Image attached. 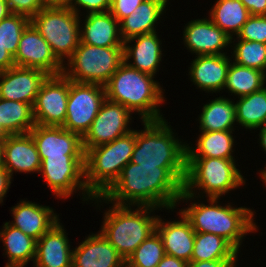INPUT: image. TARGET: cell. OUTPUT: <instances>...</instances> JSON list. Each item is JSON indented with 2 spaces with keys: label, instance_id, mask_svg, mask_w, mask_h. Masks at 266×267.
Instances as JSON below:
<instances>
[{
  "label": "cell",
  "instance_id": "25",
  "mask_svg": "<svg viewBox=\"0 0 266 267\" xmlns=\"http://www.w3.org/2000/svg\"><path fill=\"white\" fill-rule=\"evenodd\" d=\"M134 39L137 40L135 46H128L127 43H130ZM159 40L160 39H158L156 31L125 40L123 45L124 61L129 66L139 70L140 72L154 76L157 72L162 55ZM132 57L134 59V63H128V60Z\"/></svg>",
  "mask_w": 266,
  "mask_h": 267
},
{
  "label": "cell",
  "instance_id": "40",
  "mask_svg": "<svg viewBox=\"0 0 266 267\" xmlns=\"http://www.w3.org/2000/svg\"><path fill=\"white\" fill-rule=\"evenodd\" d=\"M144 0H115L110 6V13L120 22L132 14Z\"/></svg>",
  "mask_w": 266,
  "mask_h": 267
},
{
  "label": "cell",
  "instance_id": "48",
  "mask_svg": "<svg viewBox=\"0 0 266 267\" xmlns=\"http://www.w3.org/2000/svg\"><path fill=\"white\" fill-rule=\"evenodd\" d=\"M11 13L12 12L6 0H0V21L9 16Z\"/></svg>",
  "mask_w": 266,
  "mask_h": 267
},
{
  "label": "cell",
  "instance_id": "8",
  "mask_svg": "<svg viewBox=\"0 0 266 267\" xmlns=\"http://www.w3.org/2000/svg\"><path fill=\"white\" fill-rule=\"evenodd\" d=\"M124 61L123 47H97L79 42L68 59L70 71L63 74L71 81L105 86Z\"/></svg>",
  "mask_w": 266,
  "mask_h": 267
},
{
  "label": "cell",
  "instance_id": "42",
  "mask_svg": "<svg viewBox=\"0 0 266 267\" xmlns=\"http://www.w3.org/2000/svg\"><path fill=\"white\" fill-rule=\"evenodd\" d=\"M236 259L190 261L186 267H235Z\"/></svg>",
  "mask_w": 266,
  "mask_h": 267
},
{
  "label": "cell",
  "instance_id": "23",
  "mask_svg": "<svg viewBox=\"0 0 266 267\" xmlns=\"http://www.w3.org/2000/svg\"><path fill=\"white\" fill-rule=\"evenodd\" d=\"M11 211L14 222L10 225L36 241L58 222L57 215L50 207L32 202L23 201L14 206Z\"/></svg>",
  "mask_w": 266,
  "mask_h": 267
},
{
  "label": "cell",
  "instance_id": "31",
  "mask_svg": "<svg viewBox=\"0 0 266 267\" xmlns=\"http://www.w3.org/2000/svg\"><path fill=\"white\" fill-rule=\"evenodd\" d=\"M249 16V11L240 0H217L210 13L211 21L231 38V33L237 35Z\"/></svg>",
  "mask_w": 266,
  "mask_h": 267
},
{
  "label": "cell",
  "instance_id": "3",
  "mask_svg": "<svg viewBox=\"0 0 266 267\" xmlns=\"http://www.w3.org/2000/svg\"><path fill=\"white\" fill-rule=\"evenodd\" d=\"M135 146V131L114 141L85 151V184L88 191L99 199L119 178L123 168L131 161Z\"/></svg>",
  "mask_w": 266,
  "mask_h": 267
},
{
  "label": "cell",
  "instance_id": "17",
  "mask_svg": "<svg viewBox=\"0 0 266 267\" xmlns=\"http://www.w3.org/2000/svg\"><path fill=\"white\" fill-rule=\"evenodd\" d=\"M184 42L198 56L220 55L232 38L209 19L193 20L184 29Z\"/></svg>",
  "mask_w": 266,
  "mask_h": 267
},
{
  "label": "cell",
  "instance_id": "50",
  "mask_svg": "<svg viewBox=\"0 0 266 267\" xmlns=\"http://www.w3.org/2000/svg\"><path fill=\"white\" fill-rule=\"evenodd\" d=\"M10 134L4 129L2 124H0V140L4 141Z\"/></svg>",
  "mask_w": 266,
  "mask_h": 267
},
{
  "label": "cell",
  "instance_id": "15",
  "mask_svg": "<svg viewBox=\"0 0 266 267\" xmlns=\"http://www.w3.org/2000/svg\"><path fill=\"white\" fill-rule=\"evenodd\" d=\"M40 159L56 157H85L82 137L62 126L35 125L29 132Z\"/></svg>",
  "mask_w": 266,
  "mask_h": 267
},
{
  "label": "cell",
  "instance_id": "24",
  "mask_svg": "<svg viewBox=\"0 0 266 267\" xmlns=\"http://www.w3.org/2000/svg\"><path fill=\"white\" fill-rule=\"evenodd\" d=\"M190 70L191 80L205 91H220L226 83L230 59L226 54L196 56Z\"/></svg>",
  "mask_w": 266,
  "mask_h": 267
},
{
  "label": "cell",
  "instance_id": "21",
  "mask_svg": "<svg viewBox=\"0 0 266 267\" xmlns=\"http://www.w3.org/2000/svg\"><path fill=\"white\" fill-rule=\"evenodd\" d=\"M181 219L164 223L158 218L156 231L162 239L165 254L189 263L194 248L195 231L183 213Z\"/></svg>",
  "mask_w": 266,
  "mask_h": 267
},
{
  "label": "cell",
  "instance_id": "6",
  "mask_svg": "<svg viewBox=\"0 0 266 267\" xmlns=\"http://www.w3.org/2000/svg\"><path fill=\"white\" fill-rule=\"evenodd\" d=\"M167 122L144 121L145 130L135 131L134 164L158 167H186V145L173 137Z\"/></svg>",
  "mask_w": 266,
  "mask_h": 267
},
{
  "label": "cell",
  "instance_id": "19",
  "mask_svg": "<svg viewBox=\"0 0 266 267\" xmlns=\"http://www.w3.org/2000/svg\"><path fill=\"white\" fill-rule=\"evenodd\" d=\"M2 166L11 176L13 171L40 172V155L29 133L9 135L4 140Z\"/></svg>",
  "mask_w": 266,
  "mask_h": 267
},
{
  "label": "cell",
  "instance_id": "4",
  "mask_svg": "<svg viewBox=\"0 0 266 267\" xmlns=\"http://www.w3.org/2000/svg\"><path fill=\"white\" fill-rule=\"evenodd\" d=\"M209 200L210 206L194 203L180 213L189 220L195 232L219 235L239 251L243 236L256 231L253 212L249 208L216 205L218 198L211 197Z\"/></svg>",
  "mask_w": 266,
  "mask_h": 267
},
{
  "label": "cell",
  "instance_id": "44",
  "mask_svg": "<svg viewBox=\"0 0 266 267\" xmlns=\"http://www.w3.org/2000/svg\"><path fill=\"white\" fill-rule=\"evenodd\" d=\"M10 184V173L3 166H0V203L3 202V197L7 194Z\"/></svg>",
  "mask_w": 266,
  "mask_h": 267
},
{
  "label": "cell",
  "instance_id": "46",
  "mask_svg": "<svg viewBox=\"0 0 266 267\" xmlns=\"http://www.w3.org/2000/svg\"><path fill=\"white\" fill-rule=\"evenodd\" d=\"M187 264L181 259L165 254L157 267H186Z\"/></svg>",
  "mask_w": 266,
  "mask_h": 267
},
{
  "label": "cell",
  "instance_id": "7",
  "mask_svg": "<svg viewBox=\"0 0 266 267\" xmlns=\"http://www.w3.org/2000/svg\"><path fill=\"white\" fill-rule=\"evenodd\" d=\"M243 183L234 159L186 158V175L179 201L194 198V187L204 189L209 198H220Z\"/></svg>",
  "mask_w": 266,
  "mask_h": 267
},
{
  "label": "cell",
  "instance_id": "39",
  "mask_svg": "<svg viewBox=\"0 0 266 267\" xmlns=\"http://www.w3.org/2000/svg\"><path fill=\"white\" fill-rule=\"evenodd\" d=\"M6 2L12 13L25 15L30 19L44 8L43 0H6Z\"/></svg>",
  "mask_w": 266,
  "mask_h": 267
},
{
  "label": "cell",
  "instance_id": "28",
  "mask_svg": "<svg viewBox=\"0 0 266 267\" xmlns=\"http://www.w3.org/2000/svg\"><path fill=\"white\" fill-rule=\"evenodd\" d=\"M231 133L232 131L202 132L195 150L186 145V158L233 159L231 152L234 139Z\"/></svg>",
  "mask_w": 266,
  "mask_h": 267
},
{
  "label": "cell",
  "instance_id": "20",
  "mask_svg": "<svg viewBox=\"0 0 266 267\" xmlns=\"http://www.w3.org/2000/svg\"><path fill=\"white\" fill-rule=\"evenodd\" d=\"M63 227L57 222L36 242V267H72L69 240Z\"/></svg>",
  "mask_w": 266,
  "mask_h": 267
},
{
  "label": "cell",
  "instance_id": "38",
  "mask_svg": "<svg viewBox=\"0 0 266 267\" xmlns=\"http://www.w3.org/2000/svg\"><path fill=\"white\" fill-rule=\"evenodd\" d=\"M237 38L266 44V15H250Z\"/></svg>",
  "mask_w": 266,
  "mask_h": 267
},
{
  "label": "cell",
  "instance_id": "37",
  "mask_svg": "<svg viewBox=\"0 0 266 267\" xmlns=\"http://www.w3.org/2000/svg\"><path fill=\"white\" fill-rule=\"evenodd\" d=\"M29 23L30 18L15 13L0 21V42L13 57L17 52L20 37Z\"/></svg>",
  "mask_w": 266,
  "mask_h": 267
},
{
  "label": "cell",
  "instance_id": "36",
  "mask_svg": "<svg viewBox=\"0 0 266 267\" xmlns=\"http://www.w3.org/2000/svg\"><path fill=\"white\" fill-rule=\"evenodd\" d=\"M239 40L234 47V63L265 72L266 44L256 41H246L243 39Z\"/></svg>",
  "mask_w": 266,
  "mask_h": 267
},
{
  "label": "cell",
  "instance_id": "26",
  "mask_svg": "<svg viewBox=\"0 0 266 267\" xmlns=\"http://www.w3.org/2000/svg\"><path fill=\"white\" fill-rule=\"evenodd\" d=\"M166 3L167 0H144L132 14L119 22L122 40L155 32V23L159 20Z\"/></svg>",
  "mask_w": 266,
  "mask_h": 267
},
{
  "label": "cell",
  "instance_id": "5",
  "mask_svg": "<svg viewBox=\"0 0 266 267\" xmlns=\"http://www.w3.org/2000/svg\"><path fill=\"white\" fill-rule=\"evenodd\" d=\"M138 208L132 211L128 205L114 204L105 213L100 231L125 261L146 238L156 231L158 217H150L148 214L155 210V207L138 206Z\"/></svg>",
  "mask_w": 266,
  "mask_h": 267
},
{
  "label": "cell",
  "instance_id": "16",
  "mask_svg": "<svg viewBox=\"0 0 266 267\" xmlns=\"http://www.w3.org/2000/svg\"><path fill=\"white\" fill-rule=\"evenodd\" d=\"M49 76L40 69L17 66L1 71L0 98L33 106L39 90Z\"/></svg>",
  "mask_w": 266,
  "mask_h": 267
},
{
  "label": "cell",
  "instance_id": "52",
  "mask_svg": "<svg viewBox=\"0 0 266 267\" xmlns=\"http://www.w3.org/2000/svg\"><path fill=\"white\" fill-rule=\"evenodd\" d=\"M261 176H262V179L264 180V182L266 183V169L263 170V172L261 171Z\"/></svg>",
  "mask_w": 266,
  "mask_h": 267
},
{
  "label": "cell",
  "instance_id": "14",
  "mask_svg": "<svg viewBox=\"0 0 266 267\" xmlns=\"http://www.w3.org/2000/svg\"><path fill=\"white\" fill-rule=\"evenodd\" d=\"M14 63L17 67L36 68L50 75L62 74L65 68L31 22L20 37Z\"/></svg>",
  "mask_w": 266,
  "mask_h": 267
},
{
  "label": "cell",
  "instance_id": "33",
  "mask_svg": "<svg viewBox=\"0 0 266 267\" xmlns=\"http://www.w3.org/2000/svg\"><path fill=\"white\" fill-rule=\"evenodd\" d=\"M238 251L223 237L212 233L195 232L191 261L236 259Z\"/></svg>",
  "mask_w": 266,
  "mask_h": 267
},
{
  "label": "cell",
  "instance_id": "45",
  "mask_svg": "<svg viewBox=\"0 0 266 267\" xmlns=\"http://www.w3.org/2000/svg\"><path fill=\"white\" fill-rule=\"evenodd\" d=\"M14 66V57L2 46V43L0 42V72Z\"/></svg>",
  "mask_w": 266,
  "mask_h": 267
},
{
  "label": "cell",
  "instance_id": "47",
  "mask_svg": "<svg viewBox=\"0 0 266 267\" xmlns=\"http://www.w3.org/2000/svg\"><path fill=\"white\" fill-rule=\"evenodd\" d=\"M44 7L71 8L73 0H43Z\"/></svg>",
  "mask_w": 266,
  "mask_h": 267
},
{
  "label": "cell",
  "instance_id": "41",
  "mask_svg": "<svg viewBox=\"0 0 266 267\" xmlns=\"http://www.w3.org/2000/svg\"><path fill=\"white\" fill-rule=\"evenodd\" d=\"M75 4H71V8L76 14H78V9L76 8L82 6V8H86L90 10L88 13H97V12H105L110 10V4L106 0H73ZM76 5V6H75Z\"/></svg>",
  "mask_w": 266,
  "mask_h": 267
},
{
  "label": "cell",
  "instance_id": "27",
  "mask_svg": "<svg viewBox=\"0 0 266 267\" xmlns=\"http://www.w3.org/2000/svg\"><path fill=\"white\" fill-rule=\"evenodd\" d=\"M0 232L9 263L5 267H24L36 255V240L6 222Z\"/></svg>",
  "mask_w": 266,
  "mask_h": 267
},
{
  "label": "cell",
  "instance_id": "53",
  "mask_svg": "<svg viewBox=\"0 0 266 267\" xmlns=\"http://www.w3.org/2000/svg\"><path fill=\"white\" fill-rule=\"evenodd\" d=\"M110 5L115 1V0H106Z\"/></svg>",
  "mask_w": 266,
  "mask_h": 267
},
{
  "label": "cell",
  "instance_id": "2",
  "mask_svg": "<svg viewBox=\"0 0 266 267\" xmlns=\"http://www.w3.org/2000/svg\"><path fill=\"white\" fill-rule=\"evenodd\" d=\"M152 75L140 72L123 61L105 87L106 99L142 116V121H158V104L163 100L161 86Z\"/></svg>",
  "mask_w": 266,
  "mask_h": 267
},
{
  "label": "cell",
  "instance_id": "22",
  "mask_svg": "<svg viewBox=\"0 0 266 267\" xmlns=\"http://www.w3.org/2000/svg\"><path fill=\"white\" fill-rule=\"evenodd\" d=\"M86 16L84 29L80 30L81 43L97 47H123L119 21L110 11L89 13Z\"/></svg>",
  "mask_w": 266,
  "mask_h": 267
},
{
  "label": "cell",
  "instance_id": "9",
  "mask_svg": "<svg viewBox=\"0 0 266 267\" xmlns=\"http://www.w3.org/2000/svg\"><path fill=\"white\" fill-rule=\"evenodd\" d=\"M79 14L70 8L44 7L30 22L63 63L70 58L80 42Z\"/></svg>",
  "mask_w": 266,
  "mask_h": 267
},
{
  "label": "cell",
  "instance_id": "18",
  "mask_svg": "<svg viewBox=\"0 0 266 267\" xmlns=\"http://www.w3.org/2000/svg\"><path fill=\"white\" fill-rule=\"evenodd\" d=\"M72 267H125V260L101 232L72 251Z\"/></svg>",
  "mask_w": 266,
  "mask_h": 267
},
{
  "label": "cell",
  "instance_id": "43",
  "mask_svg": "<svg viewBox=\"0 0 266 267\" xmlns=\"http://www.w3.org/2000/svg\"><path fill=\"white\" fill-rule=\"evenodd\" d=\"M250 15H266V0H240Z\"/></svg>",
  "mask_w": 266,
  "mask_h": 267
},
{
  "label": "cell",
  "instance_id": "1",
  "mask_svg": "<svg viewBox=\"0 0 266 267\" xmlns=\"http://www.w3.org/2000/svg\"><path fill=\"white\" fill-rule=\"evenodd\" d=\"M186 167H158L129 162L117 181L99 198L115 205L173 209L183 192ZM116 201V202H115ZM127 201V203H125Z\"/></svg>",
  "mask_w": 266,
  "mask_h": 267
},
{
  "label": "cell",
  "instance_id": "30",
  "mask_svg": "<svg viewBox=\"0 0 266 267\" xmlns=\"http://www.w3.org/2000/svg\"><path fill=\"white\" fill-rule=\"evenodd\" d=\"M200 119L202 132L233 131L236 121L235 104L223 97L216 98L203 106Z\"/></svg>",
  "mask_w": 266,
  "mask_h": 267
},
{
  "label": "cell",
  "instance_id": "49",
  "mask_svg": "<svg viewBox=\"0 0 266 267\" xmlns=\"http://www.w3.org/2000/svg\"><path fill=\"white\" fill-rule=\"evenodd\" d=\"M260 144L262 145L264 151H266V125L261 128L260 131Z\"/></svg>",
  "mask_w": 266,
  "mask_h": 267
},
{
  "label": "cell",
  "instance_id": "34",
  "mask_svg": "<svg viewBox=\"0 0 266 267\" xmlns=\"http://www.w3.org/2000/svg\"><path fill=\"white\" fill-rule=\"evenodd\" d=\"M265 76L266 72L230 63L224 89L227 88L238 97H244L262 89Z\"/></svg>",
  "mask_w": 266,
  "mask_h": 267
},
{
  "label": "cell",
  "instance_id": "32",
  "mask_svg": "<svg viewBox=\"0 0 266 267\" xmlns=\"http://www.w3.org/2000/svg\"><path fill=\"white\" fill-rule=\"evenodd\" d=\"M239 98V102L235 103L236 122H239L246 129L265 126L266 87Z\"/></svg>",
  "mask_w": 266,
  "mask_h": 267
},
{
  "label": "cell",
  "instance_id": "29",
  "mask_svg": "<svg viewBox=\"0 0 266 267\" xmlns=\"http://www.w3.org/2000/svg\"><path fill=\"white\" fill-rule=\"evenodd\" d=\"M0 124L10 134H26L36 125L33 106L0 98Z\"/></svg>",
  "mask_w": 266,
  "mask_h": 267
},
{
  "label": "cell",
  "instance_id": "10",
  "mask_svg": "<svg viewBox=\"0 0 266 267\" xmlns=\"http://www.w3.org/2000/svg\"><path fill=\"white\" fill-rule=\"evenodd\" d=\"M105 100L104 86L69 80L66 119L62 127L83 137Z\"/></svg>",
  "mask_w": 266,
  "mask_h": 267
},
{
  "label": "cell",
  "instance_id": "35",
  "mask_svg": "<svg viewBox=\"0 0 266 267\" xmlns=\"http://www.w3.org/2000/svg\"><path fill=\"white\" fill-rule=\"evenodd\" d=\"M165 255L157 231L146 238L125 261V267H157Z\"/></svg>",
  "mask_w": 266,
  "mask_h": 267
},
{
  "label": "cell",
  "instance_id": "12",
  "mask_svg": "<svg viewBox=\"0 0 266 267\" xmlns=\"http://www.w3.org/2000/svg\"><path fill=\"white\" fill-rule=\"evenodd\" d=\"M40 172H43L48 186L58 197L67 198L78 187L86 191L88 198L85 200L95 198L88 191L85 180L80 181L85 177V157L44 158Z\"/></svg>",
  "mask_w": 266,
  "mask_h": 267
},
{
  "label": "cell",
  "instance_id": "13",
  "mask_svg": "<svg viewBox=\"0 0 266 267\" xmlns=\"http://www.w3.org/2000/svg\"><path fill=\"white\" fill-rule=\"evenodd\" d=\"M131 111L119 103L106 99L89 130L82 137L83 149L107 144L129 133Z\"/></svg>",
  "mask_w": 266,
  "mask_h": 267
},
{
  "label": "cell",
  "instance_id": "11",
  "mask_svg": "<svg viewBox=\"0 0 266 267\" xmlns=\"http://www.w3.org/2000/svg\"><path fill=\"white\" fill-rule=\"evenodd\" d=\"M69 79L62 73L50 75L39 90L33 105L36 125L63 126L66 119Z\"/></svg>",
  "mask_w": 266,
  "mask_h": 267
},
{
  "label": "cell",
  "instance_id": "51",
  "mask_svg": "<svg viewBox=\"0 0 266 267\" xmlns=\"http://www.w3.org/2000/svg\"><path fill=\"white\" fill-rule=\"evenodd\" d=\"M3 147H4V141L0 140V166H2L3 162Z\"/></svg>",
  "mask_w": 266,
  "mask_h": 267
}]
</instances>
